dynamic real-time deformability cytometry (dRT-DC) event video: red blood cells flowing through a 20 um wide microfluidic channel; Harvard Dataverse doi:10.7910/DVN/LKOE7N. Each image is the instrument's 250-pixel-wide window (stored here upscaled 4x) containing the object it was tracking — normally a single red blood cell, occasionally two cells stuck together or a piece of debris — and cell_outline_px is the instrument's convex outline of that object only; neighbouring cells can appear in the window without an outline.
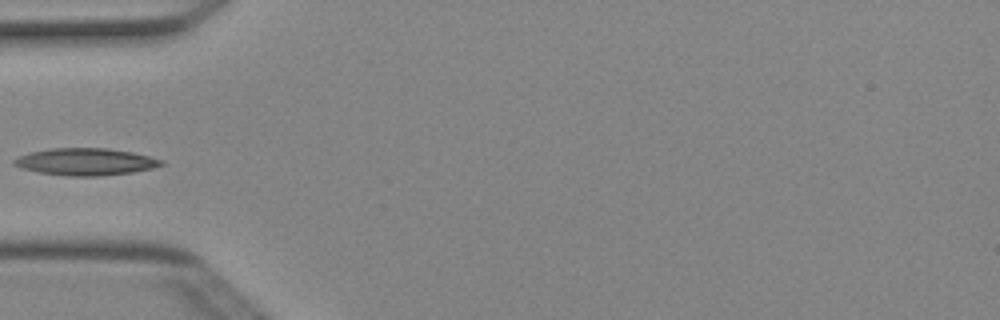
{"species": "Egyptian fruit bat (a non-hibernating species)", "species_latin": "Rousettus aegyptiacus", "temperature_condition": "cold", "stored_images_in_passage": 4, "camera_frame_rate_fps": 3000, "um_per_image_px": 0.085, "animal": {"sex": "female"}, "frame": {"image": 1, "passage_image": 3, "time_ms": 0.667, "image_size_px": [1000, 320], "cell_outline_px": [[164, 164], [152, 168], [132, 172], [96, 176], [68, 176], [36, 172], [20, 168], [12, 164], [12, 160], [28, 152], [48, 148], [108, 148], [132, 152], [164, 160]], "centroid_in_image_um": [7.22, 13.74], "position_along_channel_um": 77.8, "area_um2": 23.35}}
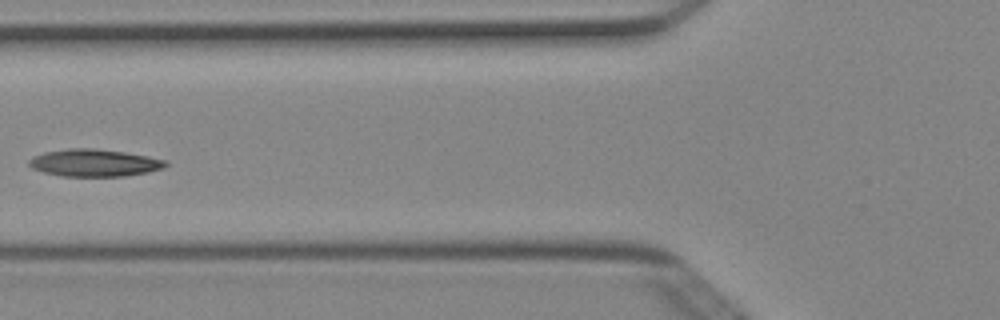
{"frame": {"image": 2, "passage_image": 4, "time_ms": 1.0, "image_size_px": [1000, 320], "cell_outline_px": [[168, 164], [164, 168], [148, 172], [124, 176], [60, 176], [44, 172], [32, 168], [28, 164], [28, 160], [32, 156], [44, 152], [68, 148], [92, 148], [124, 152], [148, 156], [168, 160]], "centroid_in_image_um": [8.01, 13.84], "position_along_channel_um": 117.8, "area_um2": 21.85}}